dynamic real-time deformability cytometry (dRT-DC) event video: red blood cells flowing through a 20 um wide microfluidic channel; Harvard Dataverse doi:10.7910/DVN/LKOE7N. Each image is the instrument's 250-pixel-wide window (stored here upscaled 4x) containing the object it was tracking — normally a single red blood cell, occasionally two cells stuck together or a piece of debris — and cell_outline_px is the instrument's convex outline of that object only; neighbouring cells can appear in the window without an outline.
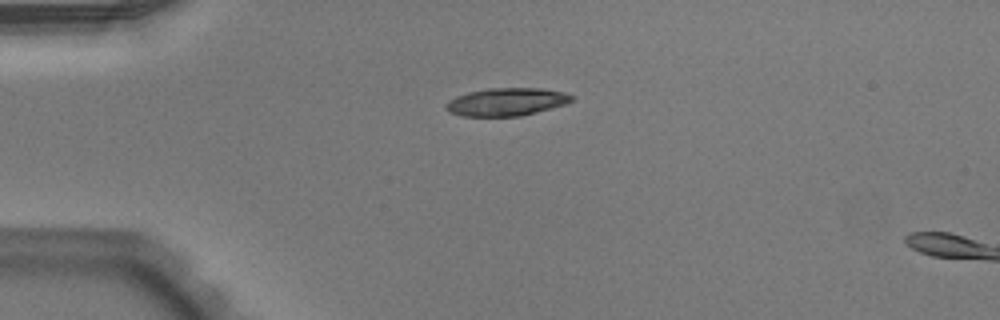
{"species": "Egyptian fruit bat (a non-hibernating species)", "species_latin": "Rousettus aegyptiacus", "temperature_condition": "warm", "stored_images_in_passage": 3, "camera_frame_rate_fps": 3000, "um_per_image_px": 0.085, "animal": {"sex": "male"}, "frame": {"image": 1, "passage_image": 1, "time_ms": 0.0, "image_size_px": [1000, 320], "cell_outline_px": [[576, 96], [568, 104], [520, 116], [464, 116], [448, 112], [444, 108], [444, 104], [448, 100], [456, 96], [468, 92], [488, 88], [540, 88], [564, 92]], "centroid_in_image_um": [43.05, 8.65], "position_along_channel_um": 42.0, "area_um2": 20.63}}